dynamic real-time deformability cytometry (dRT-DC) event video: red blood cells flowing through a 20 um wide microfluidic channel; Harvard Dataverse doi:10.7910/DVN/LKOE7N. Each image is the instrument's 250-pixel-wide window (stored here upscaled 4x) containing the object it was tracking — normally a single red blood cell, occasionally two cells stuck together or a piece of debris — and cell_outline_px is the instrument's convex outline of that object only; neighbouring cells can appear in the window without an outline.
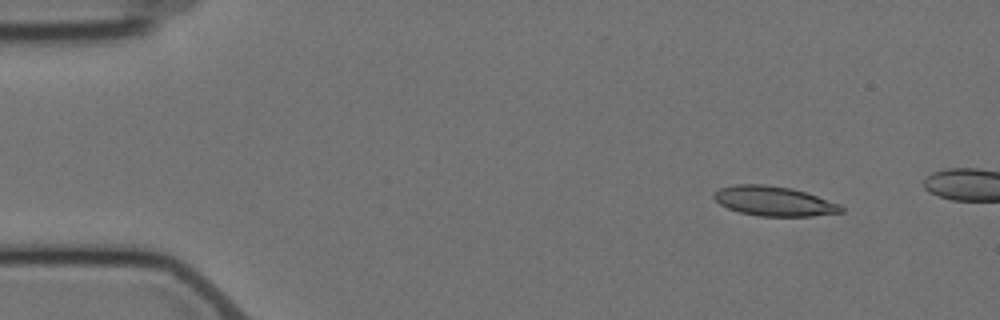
{"species": "Egyptian fruit bat (a non-hibernating species)", "species_latin": "Rousettus aegyptiacus", "temperature_condition": "cold", "stored_images_in_passage": 4, "camera_frame_rate_fps": 3000, "um_per_image_px": 0.085, "animal": {"sex": "female"}, "frame": {"image": 1, "passage_image": 1, "time_ms": 0.0, "image_size_px": [1000, 320], "cell_outline_px": [[844, 212], [812, 216], [760, 216], [740, 212], [728, 208], [720, 204], [712, 196], [720, 188], [736, 184], [764, 184], [792, 188], [840, 204], [844, 208]], "centroid_in_image_um": [65.8, 17.1], "position_along_channel_um": 19.2, "area_um2": 21.85}}